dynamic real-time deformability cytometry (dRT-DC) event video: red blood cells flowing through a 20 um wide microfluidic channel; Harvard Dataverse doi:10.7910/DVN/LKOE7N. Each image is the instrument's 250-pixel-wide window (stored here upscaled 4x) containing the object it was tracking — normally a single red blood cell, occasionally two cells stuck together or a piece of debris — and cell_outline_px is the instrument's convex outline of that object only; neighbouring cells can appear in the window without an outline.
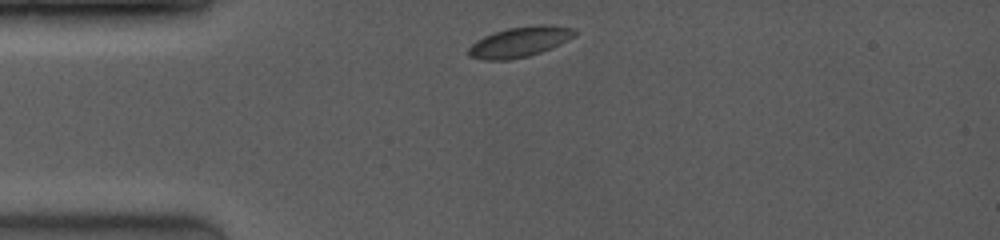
{"species": "common noctule bat (a hibernating species)", "species_latin": "Nyctalus noctula", "temperature_condition": "room temperature", "stored_images_in_passage": 31, "camera_frame_rate_fps": 4000, "um_per_image_px": 0.085, "animal": {"sex": "female", "body_mass_g": 19.0, "forearm_length_mm": 53.3}, "frame": {"image": 1, "passage_image": 1, "time_ms": 0.0, "image_size_px": [1000, 240], "cell_outline_px": [[576, 36], [552, 48], [528, 56], [508, 60], [484, 60], [468, 56], [468, 48], [476, 40], [484, 36], [508, 28], [536, 24], [552, 24], [576, 28]], "centroid_in_image_um": [44.22, 3.55], "position_along_channel_um": 40.8, "area_um2": 18.96}}
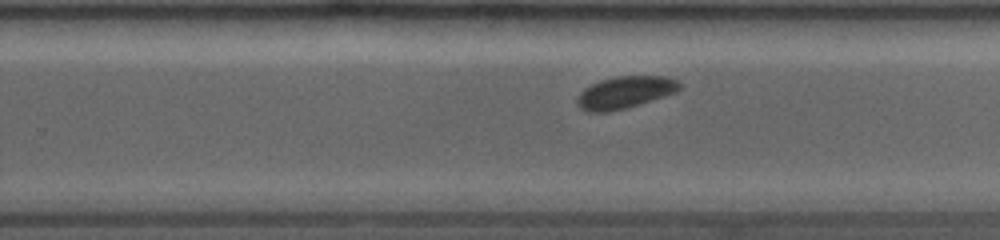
{"frame": {"image": 2, "passage_image": 19, "time_ms": 4.5, "image_size_px": [1000, 240], "cell_outline_px": [[680, 88], [676, 92], [640, 104], [608, 112], [584, 112], [576, 104], [576, 100], [580, 92], [584, 88], [600, 80], [620, 76], [664, 76], [676, 80], [680, 84]], "centroid_in_image_um": [53.08, 7.86], "position_along_channel_um": 276.7, "area_um2": 19.07}}
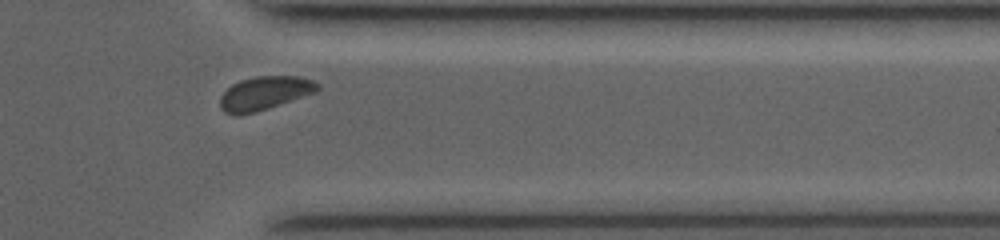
{"frame": {"image": 3, "passage_image": 27, "time_ms": 6.5, "image_size_px": [1000, 240], "cell_outline_px": [[320, 88], [316, 92], [256, 112], [236, 116], [224, 112], [220, 108], [220, 96], [232, 84], [240, 80], [256, 76], [296, 76], [312, 80], [320, 84]], "centroid_in_image_um": [22.47, 7.92], "position_along_channel_um": 388.9, "area_um2": 19.07}}